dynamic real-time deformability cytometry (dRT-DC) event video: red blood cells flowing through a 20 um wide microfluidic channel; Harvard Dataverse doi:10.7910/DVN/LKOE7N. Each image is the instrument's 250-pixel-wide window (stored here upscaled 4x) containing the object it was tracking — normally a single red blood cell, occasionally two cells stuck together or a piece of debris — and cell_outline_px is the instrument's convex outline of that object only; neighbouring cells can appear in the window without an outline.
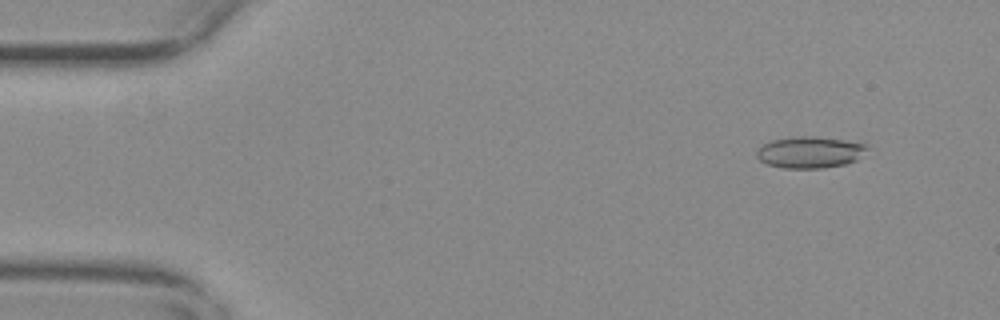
{"species": "common noctule bat (a hibernating species)", "species_latin": "Nyctalus noctula", "temperature_condition": "warm", "stored_images_in_passage": 56, "camera_frame_rate_fps": 3000, "um_per_image_px": 0.085, "animal": {"sex": "female", "body_mass_g": 29.2, "forearm_length_mm": 56.3}, "frame": {"image": 1, "passage_image": 5, "time_ms": 1.333, "image_size_px": [1000, 320], "cell_outline_px": [[868, 148], [856, 160], [844, 164], [824, 168], [784, 168], [768, 164], [760, 160], [756, 156], [756, 152], [764, 144], [772, 140], [796, 136], [816, 136], [844, 140], [868, 144]], "centroid_in_image_um": [68.85, 12.93], "position_along_channel_um": 16.2, "area_um2": 20.17}}
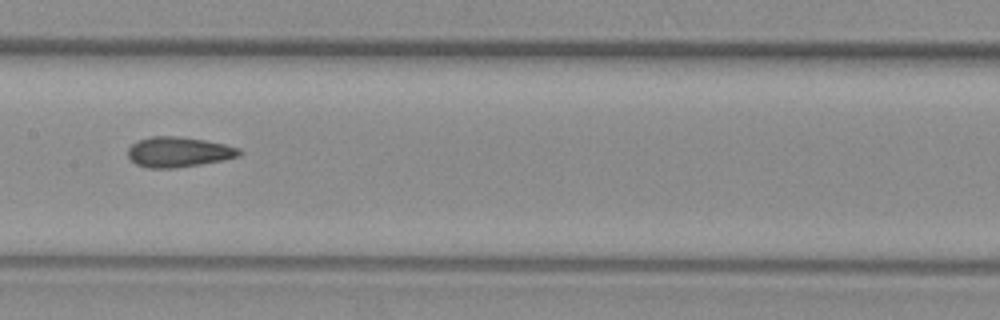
{"frame": {"image": 2, "passage_image": 28, "time_ms": 9.0, "image_size_px": [1000, 320], "cell_outline_px": [[244, 152], [240, 156], [224, 160], [200, 164], [172, 168], [148, 168], [136, 164], [128, 156], [128, 148], [132, 144], [140, 140], [152, 136], [176, 136], [204, 140], [224, 144], [240, 148]], "centroid_in_image_um": [15.21, 12.92], "position_along_channel_um": 192.2, "area_um2": 19.54}}
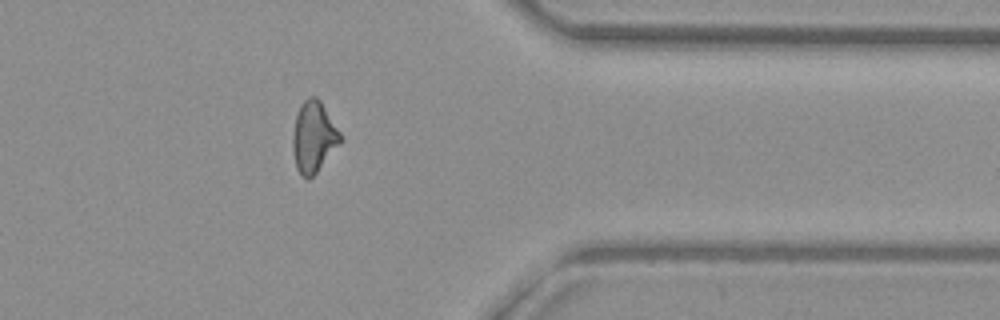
{"frame": {"image": 3, "passage_image": 45, "time_ms": 14.667, "image_size_px": [1000, 320], "cell_outline_px": [[340, 144], [316, 172], [308, 180], [296, 168], [292, 148], [292, 132], [296, 116], [300, 104], [308, 96], [316, 96], [320, 100], [340, 132]], "centroid_in_image_um": [26.63, 11.61], "position_along_channel_um": 384.8, "area_um2": 19.54}, "authors_computed_cell_mechanics": {"area_um2": 19.5364, "velocity_mm_per_s": 3.6748, "shape_relaxation_time_tau1_ms": null, "shape_relaxation_time_tau2_ms": 2.4814, "deformation_change_tau1": null, "deformation_change_tau2": 0.0837}}